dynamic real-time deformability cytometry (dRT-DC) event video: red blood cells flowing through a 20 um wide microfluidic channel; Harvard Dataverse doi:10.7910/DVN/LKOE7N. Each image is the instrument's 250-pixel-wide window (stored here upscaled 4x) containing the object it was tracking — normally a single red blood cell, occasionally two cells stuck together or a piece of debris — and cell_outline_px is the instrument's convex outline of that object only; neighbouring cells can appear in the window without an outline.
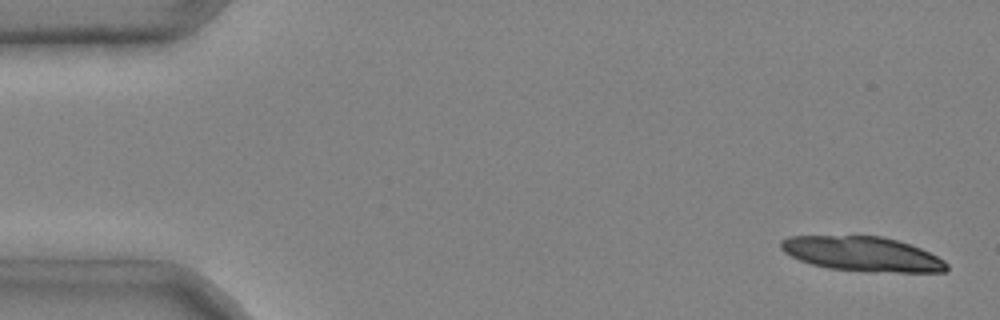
{"species": "common noctule bat (a hibernating species)", "species_latin": "Nyctalus noctula", "temperature_condition": "cold", "stored_images_in_passage": 4, "camera_frame_rate_fps": 3000, "um_per_image_px": 0.085, "animal": {"sex": "male", "body_mass_g": 20.4}, "frame": {"image": 1, "passage_image": 1, "time_ms": 0.0, "image_size_px": [1000, 320], "cell_outline_px": [[948, 268], [944, 272], [872, 272], [828, 268], [812, 264], [800, 260], [784, 252], [780, 248], [780, 240], [788, 236], [880, 236], [896, 240], [920, 248], [944, 260], [948, 264]], "centroid_in_image_um": [73.28, 21.59], "position_along_channel_um": 11.7, "area_um2": 33.35}}